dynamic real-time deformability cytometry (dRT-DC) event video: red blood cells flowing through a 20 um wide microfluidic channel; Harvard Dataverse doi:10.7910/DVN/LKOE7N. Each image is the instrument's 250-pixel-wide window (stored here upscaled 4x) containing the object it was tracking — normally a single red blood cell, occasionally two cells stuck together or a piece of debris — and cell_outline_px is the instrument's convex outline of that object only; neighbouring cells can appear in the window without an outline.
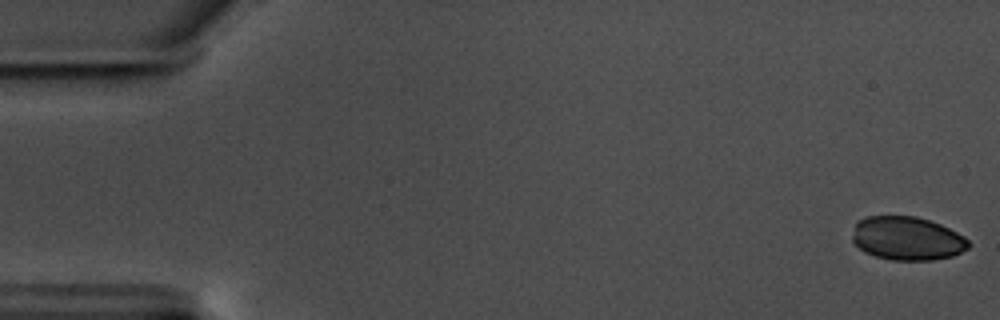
{"species": "common noctule bat (a hibernating species)", "species_latin": "Nyctalus noctula", "temperature_condition": "warm", "stored_images_in_passage": 58, "camera_frame_rate_fps": 3000, "um_per_image_px": 0.085, "animal": {"sex": "male", "body_mass_g": 17.5, "forearm_length_mm": 52.3}, "frame": {"image": 1, "passage_image": 1, "time_ms": 0.0, "image_size_px": [1000, 320], "cell_outline_px": [[972, 244], [968, 248], [952, 256], [932, 260], [892, 260], [876, 256], [864, 252], [852, 240], [852, 236], [856, 220], [864, 216], [916, 216], [940, 224], [964, 236]], "centroid_in_image_um": [77.09, 20.26], "position_along_channel_um": 7.9, "area_um2": 29.59}}
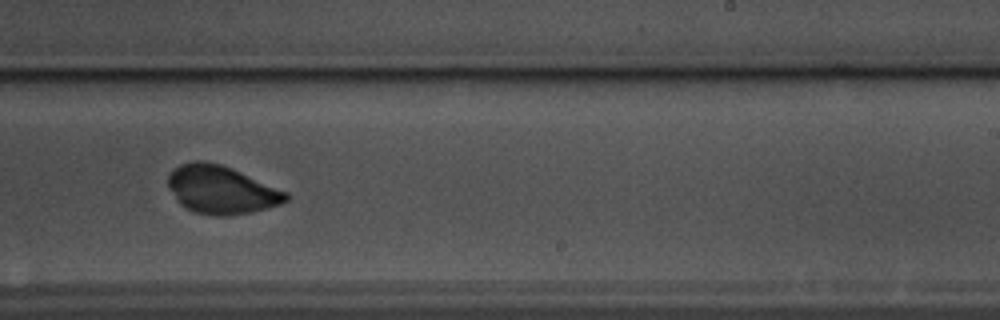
{"frame": {"image": 2, "passage_image": 36, "time_ms": 11.667, "image_size_px": [1000, 320], "cell_outline_px": [[288, 200], [280, 204], [252, 212], [224, 216], [216, 216], [192, 212], [184, 208], [176, 200], [168, 188], [168, 176], [172, 168], [180, 164], [192, 160], [204, 160], [220, 164], [232, 168], [288, 192]], "centroid_in_image_um": [18.76, 16.12], "position_along_channel_um": 270.2, "area_um2": 33.35}}
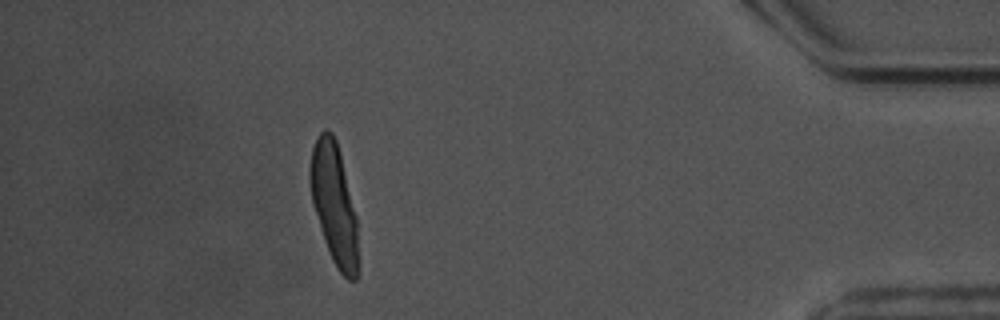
{"frame": {"image": 3, "passage_image": 52, "time_ms": 17.0, "image_size_px": [1000, 320], "cell_outline_px": [[360, 276], [356, 280], [348, 280], [336, 268], [332, 260], [324, 240], [312, 204], [308, 176], [308, 172], [312, 148], [316, 136], [324, 128], [332, 132], [336, 140], [340, 152], [356, 216]], "centroid_in_image_um": [28.4, 17.38], "position_along_channel_um": 406.8, "area_um2": 34.39}}